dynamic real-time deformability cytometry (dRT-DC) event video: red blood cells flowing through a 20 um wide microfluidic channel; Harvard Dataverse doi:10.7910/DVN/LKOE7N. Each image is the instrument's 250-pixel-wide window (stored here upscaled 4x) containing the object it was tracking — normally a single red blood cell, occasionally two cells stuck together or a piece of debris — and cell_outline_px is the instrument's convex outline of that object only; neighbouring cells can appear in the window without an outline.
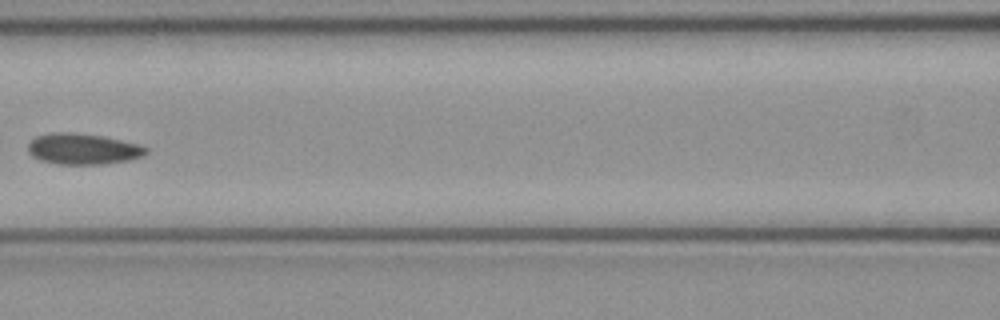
{"species": "common noctule bat (a hibernating species)", "species_latin": "Nyctalus noctula", "temperature_condition": "cold", "stored_images_in_passage": 6, "camera_frame_rate_fps": 3000, "um_per_image_px": 0.085, "animal": {"sex": "female", "body_mass_g": 21.9}, "frame": {"image": 1, "passage_image": 5, "time_ms": 1.333, "image_size_px": [1000, 320], "cell_outline_px": [[148, 152], [144, 156], [128, 160], [104, 164], [56, 164], [40, 160], [32, 156], [28, 152], [28, 144], [36, 136], [52, 132], [72, 132], [104, 136], [140, 144], [148, 148]], "centroid_in_image_um": [7.07, 12.65], "position_along_channel_um": 159.5, "area_um2": 21.5}}
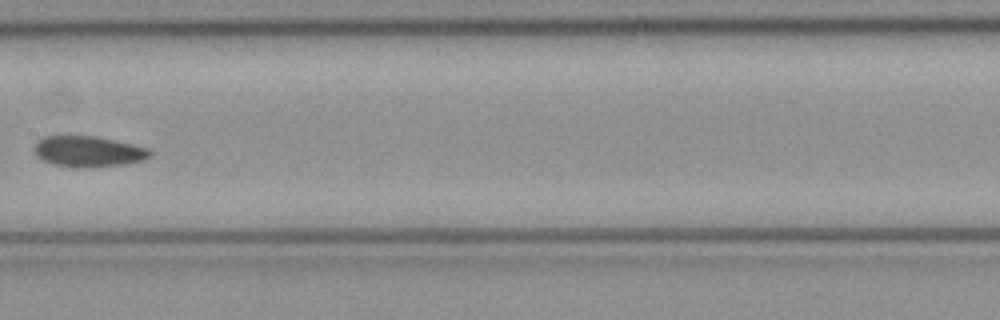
{"frame": {"image": 2, "passage_image": 6, "time_ms": 1.667, "image_size_px": [1000, 320], "cell_outline_px": [[152, 156], [144, 160], [124, 164], [92, 168], [88, 168], [52, 164], [36, 156], [32, 148], [44, 136], [96, 136], [116, 140], [148, 148], [152, 152]], "centroid_in_image_um": [7.53, 12.88], "position_along_channel_um": 199.9, "area_um2": 20.87}}